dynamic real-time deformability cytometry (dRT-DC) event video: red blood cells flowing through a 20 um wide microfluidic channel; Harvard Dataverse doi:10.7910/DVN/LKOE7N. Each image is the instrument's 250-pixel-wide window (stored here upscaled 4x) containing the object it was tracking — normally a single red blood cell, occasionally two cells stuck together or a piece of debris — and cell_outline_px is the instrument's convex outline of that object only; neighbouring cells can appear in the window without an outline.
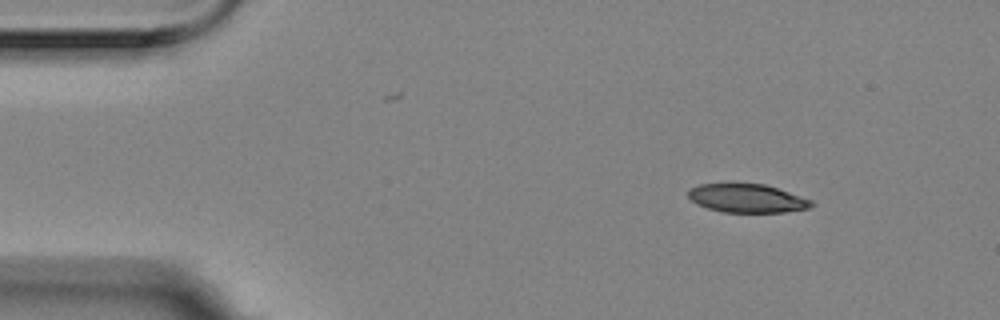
{"species": "Egyptian fruit bat (a non-hibernating species)", "species_latin": "Rousettus aegyptiacus", "temperature_condition": "room temperature", "stored_images_in_passage": 5, "camera_frame_rate_fps": 3000, "um_per_image_px": 0.085, "animal": {"sex": "female"}, "frame": {"image": 1, "passage_image": 1, "time_ms": 0.0, "image_size_px": [1000, 320], "cell_outline_px": [[816, 204], [808, 208], [784, 212], [724, 212], [708, 208], [696, 204], [688, 196], [688, 188], [700, 184], [728, 180], [736, 180], [764, 184], [812, 200]], "centroid_in_image_um": [63.42, 16.79], "position_along_channel_um": 21.6, "area_um2": 21.33}}
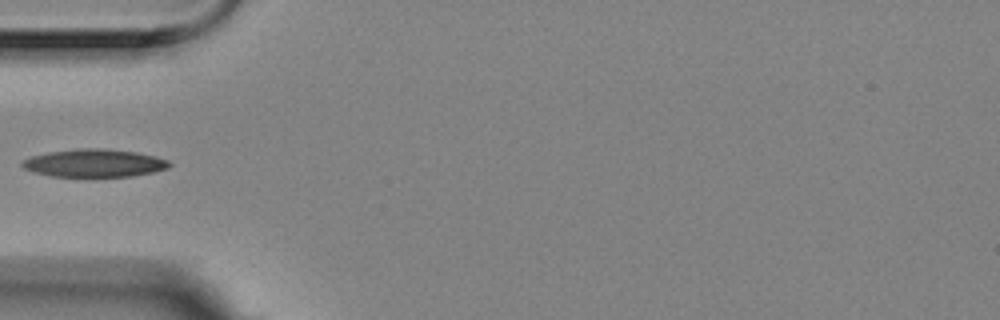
{"frame": {"image": 2, "passage_image": 4, "time_ms": 1.0, "image_size_px": [1000, 320], "cell_outline_px": [[172, 164], [168, 168], [152, 172], [132, 176], [52, 176], [32, 172], [24, 168], [20, 164], [20, 160], [32, 156], [48, 152], [80, 148], [104, 148], [136, 152], [156, 156], [168, 160]], "centroid_in_image_um": [7.99, 13.85], "position_along_channel_um": 77.0, "area_um2": 23.93}}
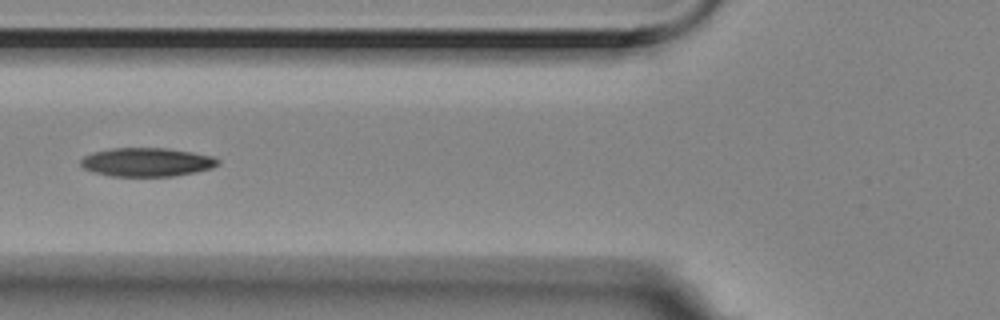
{"frame": {"image": 3, "passage_image": 5, "time_ms": 1.333, "image_size_px": [1000, 320], "cell_outline_px": [[220, 164], [212, 168], [196, 172], [172, 176], [112, 176], [92, 172], [84, 168], [80, 164], [80, 160], [84, 156], [92, 152], [112, 148], [168, 148], [212, 156], [220, 160]], "centroid_in_image_um": [12.47, 13.78], "position_along_channel_um": 113.3, "area_um2": 23.0}}